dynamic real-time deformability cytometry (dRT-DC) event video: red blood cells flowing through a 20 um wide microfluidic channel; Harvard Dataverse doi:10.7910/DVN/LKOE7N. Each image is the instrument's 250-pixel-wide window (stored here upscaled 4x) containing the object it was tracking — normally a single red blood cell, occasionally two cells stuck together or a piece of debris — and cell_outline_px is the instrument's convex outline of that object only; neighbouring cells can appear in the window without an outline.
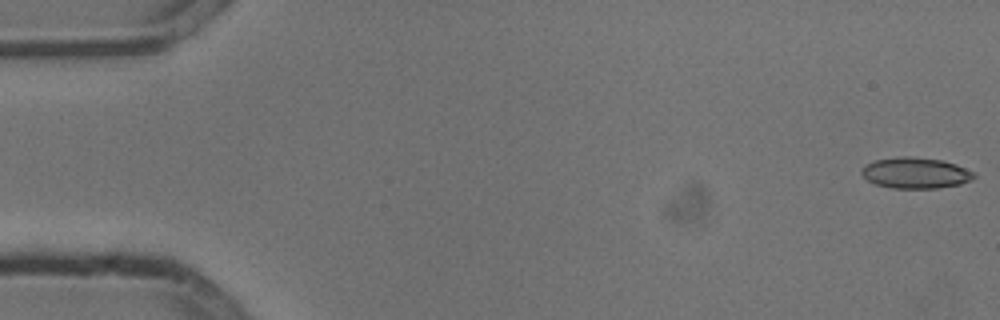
{"species": "common noctule bat (a hibernating species)", "species_latin": "Nyctalus noctula", "temperature_condition": "cold", "stored_images_in_passage": 54, "camera_frame_rate_fps": 3000, "um_per_image_px": 0.085, "animal": {"sex": "male", "body_mass_g": 13.3}, "frame": {"image": 1, "passage_image": 1, "time_ms": 0.0, "image_size_px": [1000, 320], "cell_outline_px": [[976, 176], [972, 180], [960, 184], [936, 188], [892, 188], [876, 184], [868, 180], [860, 172], [864, 164], [876, 160], [900, 156], [912, 156], [940, 160], [956, 164], [976, 172]], "centroid_in_image_um": [77.84, 14.69], "position_along_channel_um": 7.2, "area_um2": 20.35}}
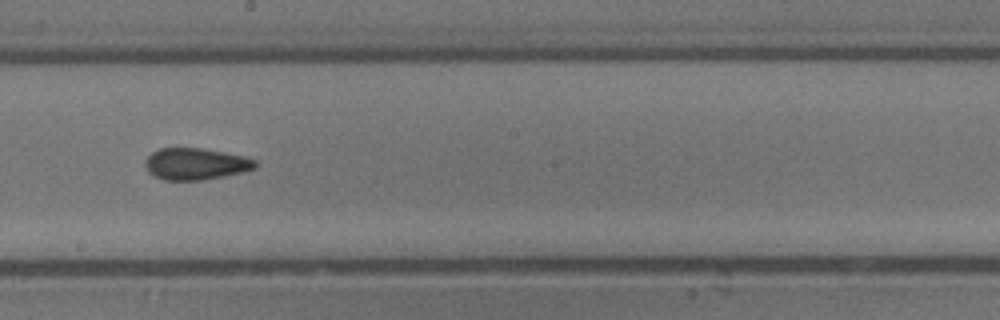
{"frame": {"image": 2, "passage_image": 30, "time_ms": 9.667, "image_size_px": [1000, 320], "cell_outline_px": [[256, 168], [224, 176], [200, 180], [164, 180], [148, 172], [144, 164], [144, 160], [152, 152], [160, 148], [204, 148], [244, 156], [256, 160]], "centroid_in_image_um": [16.61, 13.92], "position_along_channel_um": 231.6, "area_um2": 20.29}}
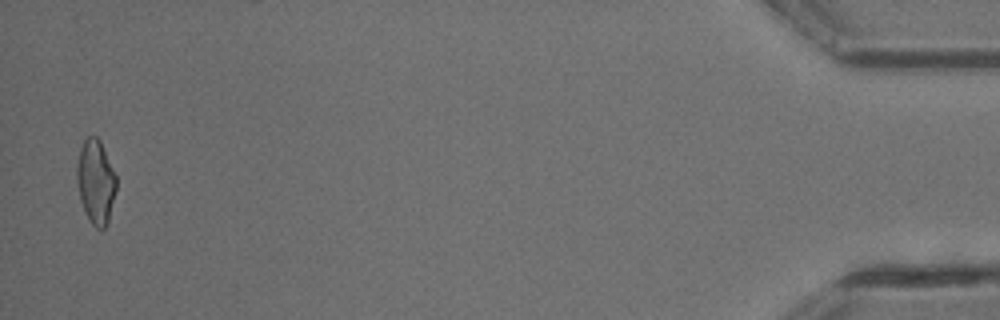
{"frame": {"image": 3, "passage_image": 53, "time_ms": 17.333, "image_size_px": [1000, 320], "cell_outline_px": [[116, 188], [108, 220], [104, 228], [96, 228], [88, 220], [80, 200], [76, 180], [76, 168], [80, 148], [84, 140], [88, 136], [96, 136], [100, 140], [116, 176]], "centroid_in_image_um": [8.11, 15.44], "position_along_channel_um": 427.1, "area_um2": 19.19}, "authors_computed_cell_mechanics": {"area_um2": 20.1433, "velocity_mm_per_s": 3.8015, "shape_relaxation_time_tau1_ms": 8.926, "shape_relaxation_time_tau2_ms": 3.2563, "deformation_change_tau1": 0.1616, "deformation_change_tau2": 0.0964}}